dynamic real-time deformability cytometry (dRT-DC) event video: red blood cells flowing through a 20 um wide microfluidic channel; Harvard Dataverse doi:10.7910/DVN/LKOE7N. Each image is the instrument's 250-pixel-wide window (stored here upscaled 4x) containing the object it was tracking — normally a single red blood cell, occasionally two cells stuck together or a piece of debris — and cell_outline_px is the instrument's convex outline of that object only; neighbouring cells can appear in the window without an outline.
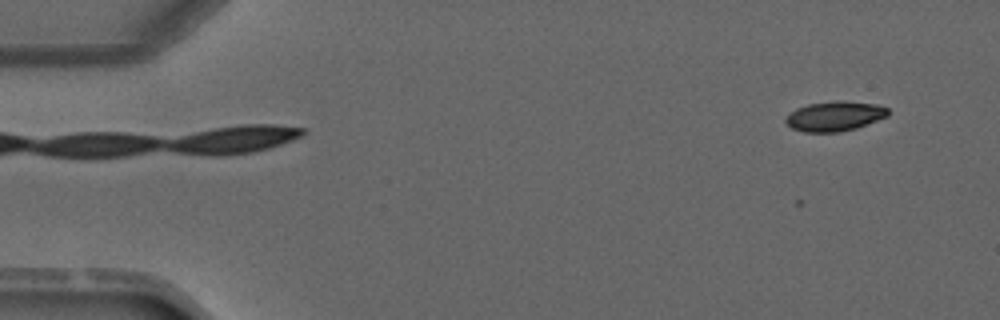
{"species": "common noctule bat (a hibernating species)", "species_latin": "Nyctalus noctula", "temperature_condition": "warm", "stored_images_in_passage": 3, "camera_frame_rate_fps": 3000, "um_per_image_px": 0.085, "animal": {"sex": "male", "forearm_length_mm": 52.5}, "frame": {"image": 1, "passage_image": 1, "time_ms": 0.0, "image_size_px": [1000, 320], "cell_outline_px": [[888, 116], [856, 128], [840, 132], [804, 132], [792, 128], [784, 120], [788, 112], [796, 108], [808, 104], [836, 100], [840, 100], [876, 104], [888, 108]], "centroid_in_image_um": [70.92, 9.87], "position_along_channel_um": 14.1, "area_um2": 17.86}}
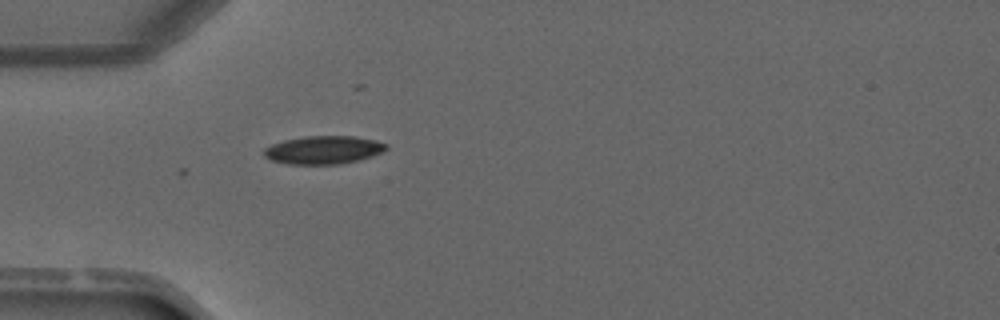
{"frame": {"image": 2, "passage_image": 3, "time_ms": 3.333, "image_size_px": [1000, 320], "cell_outline_px": [[388, 148], [372, 156], [356, 160], [336, 164], [288, 164], [268, 160], [264, 156], [264, 148], [272, 144], [284, 140], [304, 136], [352, 136], [376, 140], [388, 144]], "centroid_in_image_um": [27.46, 12.74], "position_along_channel_um": 57.5, "area_um2": 20.0}}